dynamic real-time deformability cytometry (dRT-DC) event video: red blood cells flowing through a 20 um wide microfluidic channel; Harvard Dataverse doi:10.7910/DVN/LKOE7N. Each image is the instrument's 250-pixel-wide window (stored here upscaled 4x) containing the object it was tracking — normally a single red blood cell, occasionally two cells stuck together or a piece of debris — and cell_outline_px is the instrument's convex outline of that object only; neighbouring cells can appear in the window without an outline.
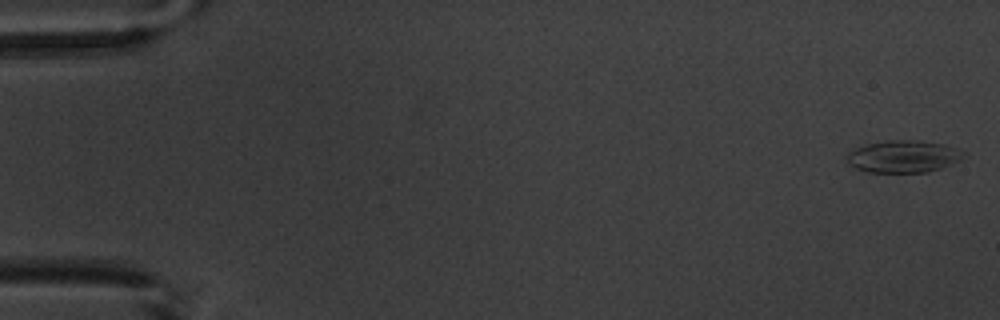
{"species": "common noctule bat (a hibernating species)", "species_latin": "Nyctalus noctula", "temperature_condition": "warm", "stored_images_in_passage": 5, "camera_frame_rate_fps": 3000, "um_per_image_px": 0.085, "animal": {"sex": "male", "body_mass_g": 20.1, "forearm_length_mm": 53.5}, "frame": {"image": 1, "passage_image": 1, "time_ms": 0.0, "image_size_px": [1000, 320], "cell_outline_px": [[968, 156], [952, 164], [928, 172], [868, 172], [856, 168], [848, 164], [844, 156], [848, 152], [856, 148], [868, 144], [888, 140], [916, 140], [944, 144], [960, 148], [968, 152]], "centroid_in_image_um": [76.84, 13.29], "position_along_channel_um": 8.2, "area_um2": 22.25}}
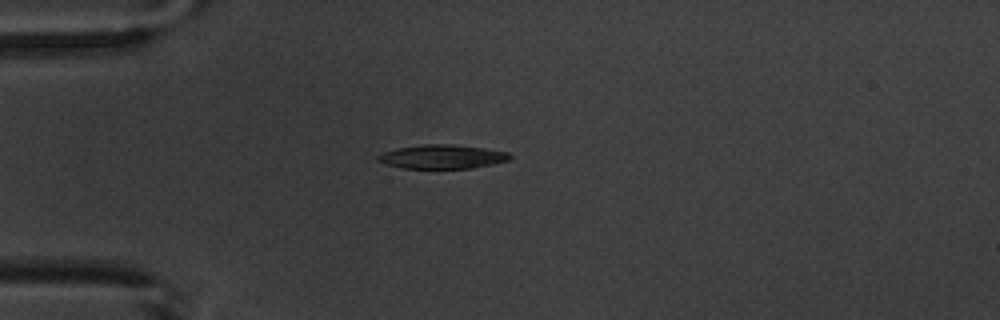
{"frame": {"image": 2, "passage_image": 5, "time_ms": 4.667, "image_size_px": [1000, 320], "cell_outline_px": [[512, 156], [508, 160], [492, 164], [472, 168], [404, 168], [384, 164], [376, 160], [376, 156], [384, 152], [396, 148], [424, 144], [452, 144], [484, 148], [508, 152]], "centroid_in_image_um": [37.56, 13.31], "position_along_channel_um": 47.4, "area_um2": 18.38}}